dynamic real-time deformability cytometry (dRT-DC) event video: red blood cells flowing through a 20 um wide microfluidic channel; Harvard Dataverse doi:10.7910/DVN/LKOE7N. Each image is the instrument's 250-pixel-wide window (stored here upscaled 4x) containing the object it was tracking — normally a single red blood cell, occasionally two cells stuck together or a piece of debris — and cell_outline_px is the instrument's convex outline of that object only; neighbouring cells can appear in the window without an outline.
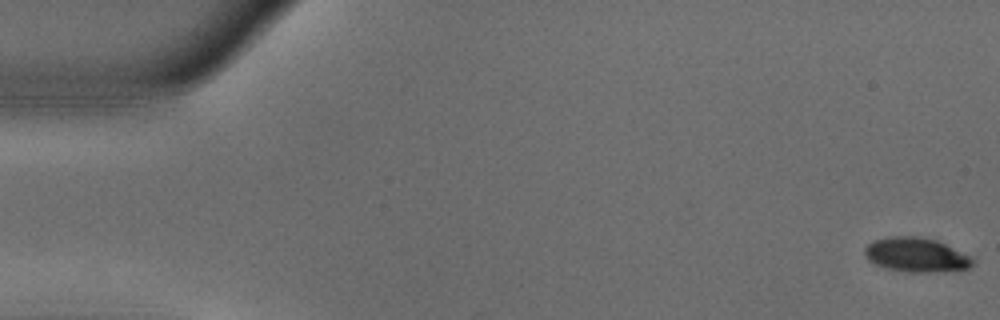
{"species": "common noctule bat (a hibernating species)", "species_latin": "Nyctalus noctula", "temperature_condition": "warm", "stored_images_in_passage": 54, "camera_frame_rate_fps": 3000, "um_per_image_px": 0.085, "animal": {"sex": "male", "body_mass_g": 18.8}, "frame": {"image": 1, "passage_image": 1, "time_ms": 0.0, "image_size_px": [1000, 320], "cell_outline_px": [[976, 264], [968, 268], [928, 272], [908, 272], [888, 268], [876, 264], [868, 260], [864, 252], [864, 248], [872, 240], [892, 236], [916, 236], [936, 240], [976, 260]], "centroid_in_image_um": [77.84, 21.65], "position_along_channel_um": 7.2, "area_um2": 21.27}}
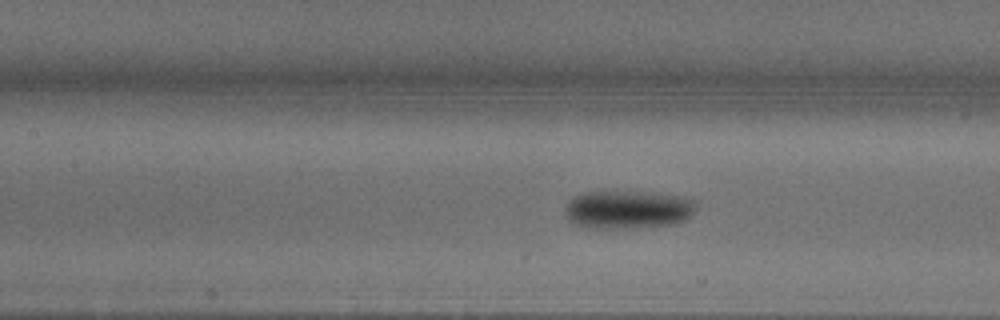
{"frame": {"image": 2, "passage_image": 24, "time_ms": 7.667, "image_size_px": [1000, 320], "cell_outline_px": [[696, 204], [692, 216], [676, 224], [636, 228], [584, 228], [572, 224], [568, 220], [564, 212], [564, 208], [568, 200], [584, 192], [648, 192], [680, 196], [696, 200]], "centroid_in_image_um": [53.34, 17.83], "position_along_channel_um": 154.1, "area_um2": 29.65}}
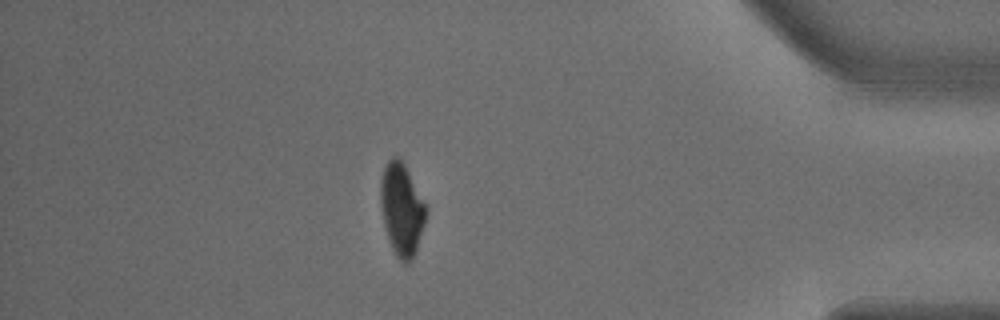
{"frame": {"image": 3, "passage_image": 47, "time_ms": 15.333, "image_size_px": [1000, 320], "cell_outline_px": [[428, 212], [416, 252], [412, 260], [404, 264], [396, 256], [392, 248], [384, 224], [380, 204], [380, 180], [384, 168], [388, 160], [392, 156], [400, 156], [428, 208]], "centroid_in_image_um": [34.16, 17.78], "position_along_channel_um": 401.0, "area_um2": 24.62}, "authors_computed_cell_mechanics": {"area_um2": 25.2586, "velocity_mm_per_s": 3.7481, "shape_relaxation_time_tau1_ms": 2.4388, "shape_relaxation_time_tau2_ms": 1.7278, "deformation_change_tau1": 0.1723, "deformation_change_tau2": 0.0419}}